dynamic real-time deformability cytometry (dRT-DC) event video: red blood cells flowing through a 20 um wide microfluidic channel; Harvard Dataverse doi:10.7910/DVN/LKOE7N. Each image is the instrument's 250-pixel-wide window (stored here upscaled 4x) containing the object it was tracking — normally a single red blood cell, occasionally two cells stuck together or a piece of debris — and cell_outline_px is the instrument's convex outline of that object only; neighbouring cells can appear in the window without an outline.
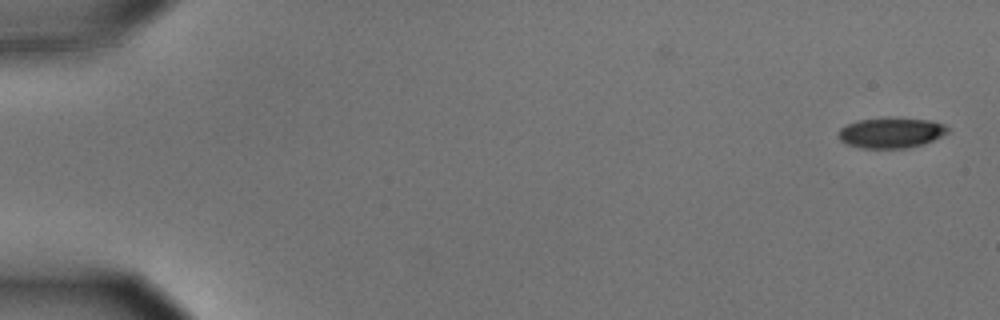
{"species": "common noctule bat (a hibernating species)", "species_latin": "Nyctalus noctula", "temperature_condition": "cold", "stored_images_in_passage": 55, "camera_frame_rate_fps": 3000, "um_per_image_px": 0.085, "animal": {"sex": "male", "body_mass_g": 15.6}, "frame": {"image": 1, "passage_image": 1, "time_ms": 0.0, "image_size_px": [1000, 320], "cell_outline_px": [[948, 132], [924, 144], [908, 148], [860, 148], [844, 144], [840, 140], [840, 128], [848, 124], [860, 120], [888, 116], [928, 120], [944, 124], [948, 128]], "centroid_in_image_um": [75.73, 11.27], "position_along_channel_um": 9.3, "area_um2": 19.54}}
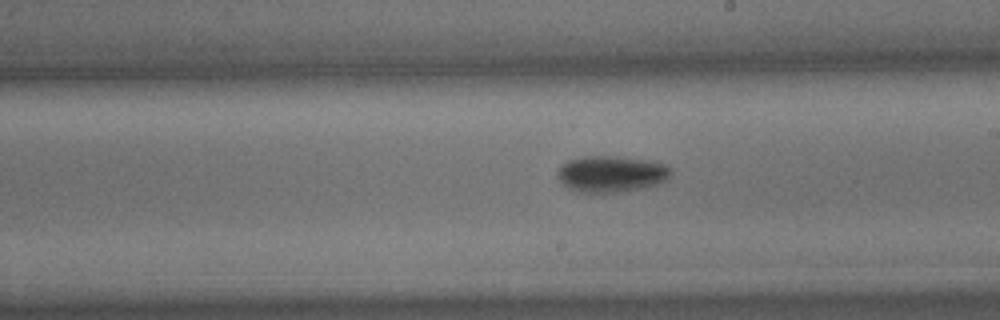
{"frame": {"image": 2, "passage_image": 32, "time_ms": 10.333, "image_size_px": [1000, 320], "cell_outline_px": [[672, 172], [668, 180], [660, 184], [644, 188], [600, 196], [580, 192], [568, 188], [556, 176], [556, 172], [568, 160], [584, 156], [616, 156], [652, 160], [664, 164], [672, 168]], "centroid_in_image_um": [52.0, 14.82], "position_along_channel_um": 237.0, "area_um2": 24.97}}
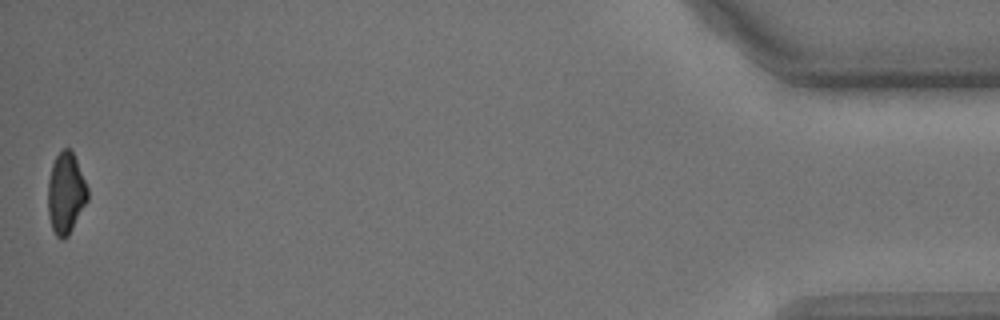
{"frame": {"image": 3, "passage_image": 55, "time_ms": 18.0, "image_size_px": [1000, 320], "cell_outline_px": [[88, 200], [68, 236], [64, 240], [60, 240], [56, 236], [52, 228], [48, 216], [48, 180], [52, 164], [56, 156], [64, 148], [68, 148], [72, 152], [76, 160], [88, 188]], "centroid_in_image_um": [5.59, 16.46], "position_along_channel_um": 429.6, "area_um2": 18.73}, "authors_computed_cell_mechanics": {"area_um2": 21.0392, "velocity_mm_per_s": 3.6272, "shape_relaxation_time_tau1_ms": 2.5848, "shape_relaxation_time_tau2_ms": null, "deformation_change_tau1": 0.1057, "deformation_change_tau2": null}}